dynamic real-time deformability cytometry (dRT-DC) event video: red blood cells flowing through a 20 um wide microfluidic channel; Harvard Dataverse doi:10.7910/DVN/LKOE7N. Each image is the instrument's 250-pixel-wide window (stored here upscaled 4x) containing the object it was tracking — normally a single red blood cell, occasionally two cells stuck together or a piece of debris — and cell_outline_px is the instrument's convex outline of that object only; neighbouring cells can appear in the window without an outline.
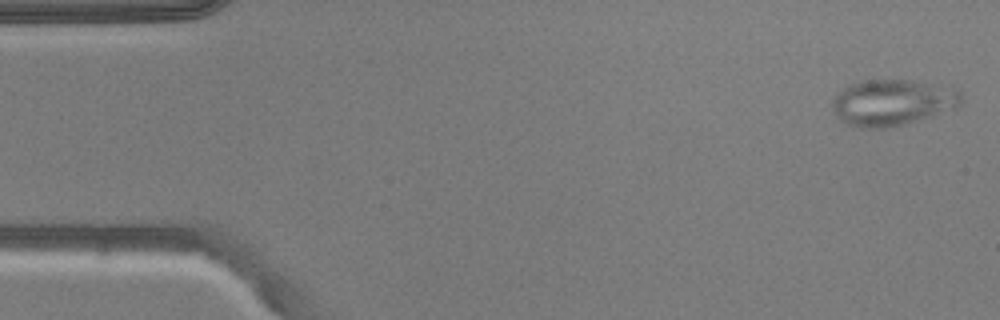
{"species": "common noctule bat (a hibernating species)", "species_latin": "Nyctalus noctula", "temperature_condition": "warm", "stored_images_in_passage": 10, "camera_frame_rate_fps": 3000, "um_per_image_px": 0.085, "animal": {"sex": "male", "body_mass_g": 20.5, "forearm_length_mm": 52.5}, "frame": {"image": 1, "passage_image": 1, "time_ms": 0.0, "image_size_px": [1000, 320], "cell_outline_px": [[964, 100], [956, 108], [932, 116], [904, 124], [888, 128], [860, 128], [844, 124], [832, 112], [832, 100], [836, 92], [848, 84], [864, 80], [912, 80], [960, 88], [964, 96]], "centroid_in_image_um": [75.86, 8.7], "position_along_channel_um": 9.1, "area_um2": 35.55}}